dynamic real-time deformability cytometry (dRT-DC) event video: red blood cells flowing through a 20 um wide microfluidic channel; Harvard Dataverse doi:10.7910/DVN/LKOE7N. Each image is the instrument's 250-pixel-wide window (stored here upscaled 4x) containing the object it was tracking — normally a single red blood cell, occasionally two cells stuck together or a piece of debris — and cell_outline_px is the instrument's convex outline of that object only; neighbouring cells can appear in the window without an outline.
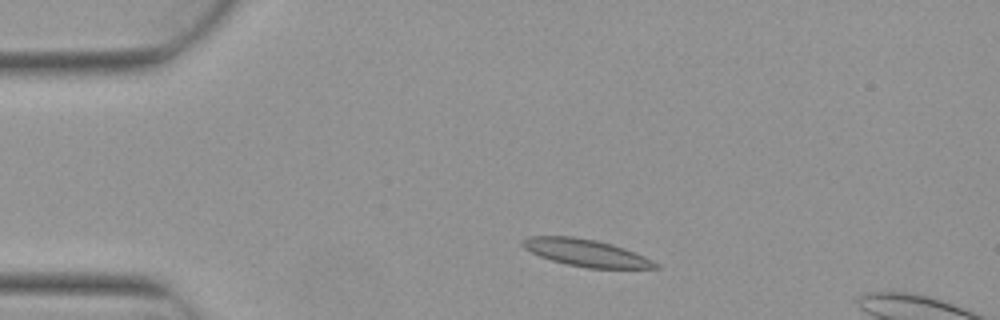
{"species": "Egyptian fruit bat (a non-hibernating species)", "species_latin": "Rousettus aegyptiacus", "temperature_condition": "warm", "stored_images_in_passage": 3, "camera_frame_rate_fps": 3000, "um_per_image_px": 0.085, "animal": {"sex": "female"}, "frame": {"image": 1, "passage_image": 1, "time_ms": 0.0, "image_size_px": [1000, 320], "cell_outline_px": [[660, 268], [588, 268], [568, 264], [552, 260], [540, 256], [524, 248], [520, 244], [520, 240], [528, 236], [572, 236], [596, 240], [612, 244], [624, 248], [644, 256], [660, 264]], "centroid_in_image_um": [49.8, 21.48], "position_along_channel_um": 35.2, "area_um2": 20.92}}